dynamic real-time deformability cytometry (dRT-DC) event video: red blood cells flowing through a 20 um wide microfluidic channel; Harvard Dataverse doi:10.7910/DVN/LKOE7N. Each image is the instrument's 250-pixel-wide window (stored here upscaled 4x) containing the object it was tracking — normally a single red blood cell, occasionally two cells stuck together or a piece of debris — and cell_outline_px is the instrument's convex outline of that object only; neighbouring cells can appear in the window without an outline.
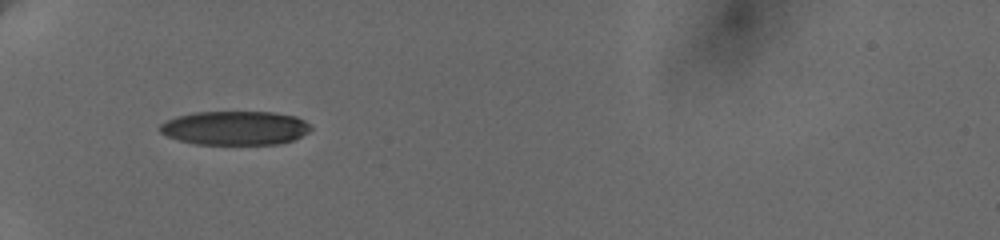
{"species": "human", "species_latin": "Homo sapiens", "temperature_condition": "cold", "stored_images_in_passage": 9, "camera_frame_rate_fps": 3000, "um_per_image_px": 0.085, "donor": {"sex": "female"}, "frame": {"image": 1, "passage_image": 1, "time_ms": 0.0, "image_size_px": [1000, 240], "cell_outline_px": [[312, 128], [308, 132], [292, 140], [280, 144], [196, 144], [180, 140], [168, 136], [160, 132], [160, 124], [176, 116], [192, 112], [272, 112], [296, 116], [304, 120]], "centroid_in_image_um": [19.98, 10.87], "position_along_channel_um": 65.0, "area_um2": 29.77}}
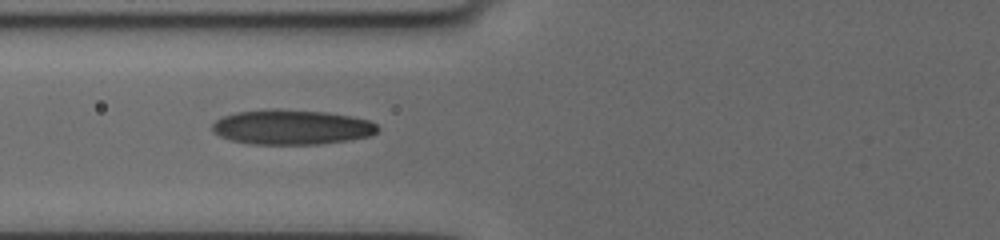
{"frame": {"image": 2, "passage_image": 8, "time_ms": 1.333, "image_size_px": [1000, 240], "cell_outline_px": [[380, 128], [376, 132], [368, 136], [348, 140], [320, 144], [252, 144], [232, 140], [220, 136], [212, 132], [212, 124], [216, 120], [224, 116], [236, 112], [268, 108], [280, 108], [328, 112], [352, 116], [368, 120], [376, 124]], "centroid_in_image_um": [24.78, 10.79], "position_along_channel_um": 101.0, "area_um2": 33.87}}